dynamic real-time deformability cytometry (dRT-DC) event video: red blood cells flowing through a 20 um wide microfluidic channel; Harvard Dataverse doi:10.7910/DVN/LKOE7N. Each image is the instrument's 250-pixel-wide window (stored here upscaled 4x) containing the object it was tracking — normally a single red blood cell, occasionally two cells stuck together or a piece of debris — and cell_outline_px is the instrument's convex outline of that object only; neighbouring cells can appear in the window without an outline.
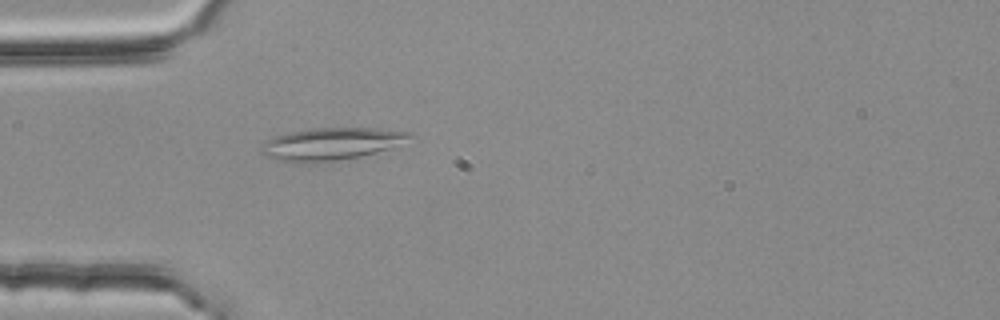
{"species": "common noctule bat (a hibernating species)", "species_latin": "Nyctalus noctula", "temperature_condition": "room temperature", "stored_images_in_passage": 4, "camera_frame_rate_fps": 3000, "um_per_image_px": 0.085, "animal": {"sex": "female", "body_mass_g": 25.1}, "frame": {"image": 1, "passage_image": 4, "time_ms": 1.0, "image_size_px": [1000, 320], "cell_outline_px": [[416, 136], [392, 148], [360, 156], [336, 160], [308, 164], [288, 164], [264, 156], [260, 152], [260, 148], [268, 140], [276, 136], [288, 132], [312, 128], [376, 128], [412, 132]], "centroid_in_image_um": [28.13, 12.25], "position_along_channel_um": 56.9, "area_um2": 28.5}}